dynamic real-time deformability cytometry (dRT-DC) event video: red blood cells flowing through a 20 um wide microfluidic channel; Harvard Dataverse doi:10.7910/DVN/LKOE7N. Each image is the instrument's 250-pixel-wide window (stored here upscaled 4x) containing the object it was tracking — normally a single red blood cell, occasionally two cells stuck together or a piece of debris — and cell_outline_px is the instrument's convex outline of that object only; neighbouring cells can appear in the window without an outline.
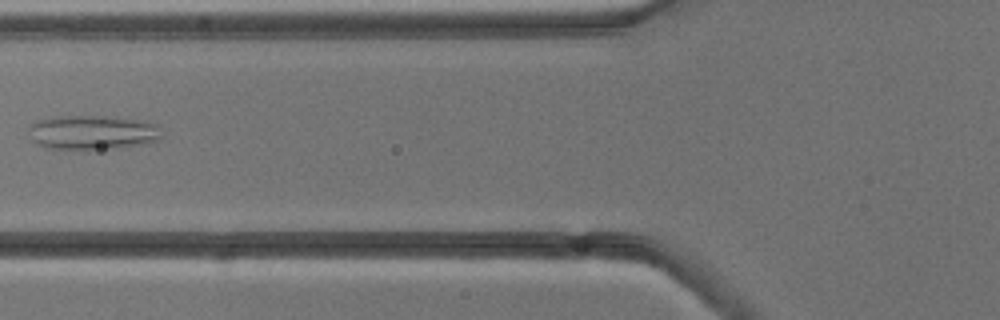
{"species": "common noctule bat (a hibernating species)", "species_latin": "Nyctalus noctula", "temperature_condition": "cold", "stored_images_in_passage": 3, "camera_frame_rate_fps": 3000, "um_per_image_px": 0.085, "animal": {"sex": "male", "body_mass_g": 13.3}, "frame": {"image": 1, "passage_image": 3, "time_ms": 2.333, "image_size_px": [1000, 320], "cell_outline_px": [[160, 136], [156, 140], [136, 144], [100, 148], [48, 148], [36, 144], [32, 140], [28, 132], [28, 128], [36, 120], [52, 116], [104, 116], [136, 120], [156, 124]], "centroid_in_image_um": [7.71, 11.22], "position_along_channel_um": 118.1, "area_um2": 25.72}}